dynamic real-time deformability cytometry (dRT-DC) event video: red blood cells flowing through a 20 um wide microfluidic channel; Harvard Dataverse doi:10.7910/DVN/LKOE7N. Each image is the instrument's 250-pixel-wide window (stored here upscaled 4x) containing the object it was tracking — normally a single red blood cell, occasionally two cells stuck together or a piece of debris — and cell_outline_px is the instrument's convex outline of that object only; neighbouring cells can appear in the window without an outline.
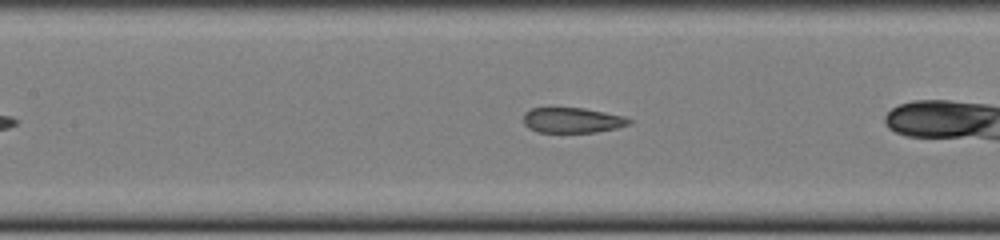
{"species": "common noctule bat (a hibernating species)", "species_latin": "Nyctalus noctula", "temperature_condition": "cold", "stored_images_in_passage": 26, "camera_frame_rate_fps": 3000, "um_per_image_px": 0.085, "animal": {"sex": "female", "body_mass_g": 22.0, "forearm_length_mm": 56.7}, "frame": {"image": 1, "passage_image": 8, "time_ms": 2.333, "image_size_px": [1000, 240], "cell_outline_px": [[632, 124], [616, 128], [596, 132], [536, 132], [528, 128], [524, 124], [524, 112], [532, 108], [584, 108], [624, 116], [632, 120]], "centroid_in_image_um": [48.65, 10.22], "position_along_channel_um": 158.7, "area_um2": 15.61}}
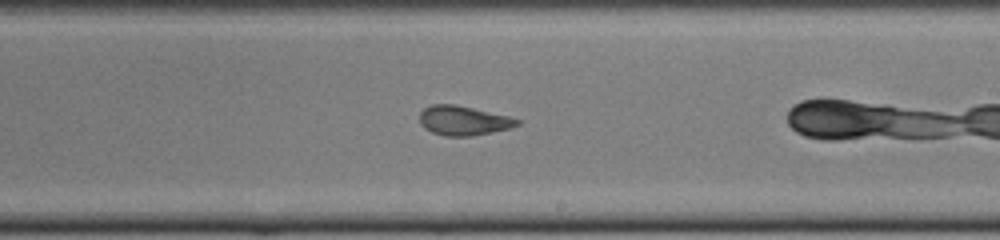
{"frame": {"image": 2, "passage_image": 15, "time_ms": 4.667, "image_size_px": [1000, 240], "cell_outline_px": [[520, 124], [508, 128], [472, 136], [444, 136], [432, 132], [424, 128], [420, 124], [420, 112], [424, 108], [432, 104], [456, 104], [508, 116], [520, 120]], "centroid_in_image_um": [39.35, 10.24], "position_along_channel_um": 249.7, "area_um2": 16.65}}
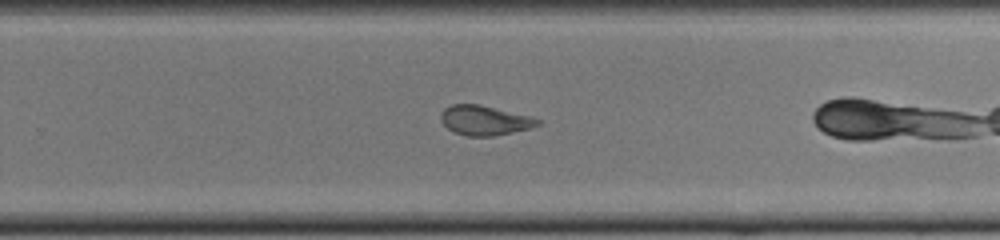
{"frame": {"image": 3, "passage_image": 18, "time_ms": 5.667, "image_size_px": [1000, 240], "cell_outline_px": [[540, 124], [528, 128], [512, 132], [492, 136], [468, 136], [456, 132], [448, 128], [440, 120], [440, 116], [444, 108], [452, 104], [480, 104], [528, 116], [540, 120]], "centroid_in_image_um": [41.15, 10.22], "position_along_channel_um": 288.7, "area_um2": 16.42}}